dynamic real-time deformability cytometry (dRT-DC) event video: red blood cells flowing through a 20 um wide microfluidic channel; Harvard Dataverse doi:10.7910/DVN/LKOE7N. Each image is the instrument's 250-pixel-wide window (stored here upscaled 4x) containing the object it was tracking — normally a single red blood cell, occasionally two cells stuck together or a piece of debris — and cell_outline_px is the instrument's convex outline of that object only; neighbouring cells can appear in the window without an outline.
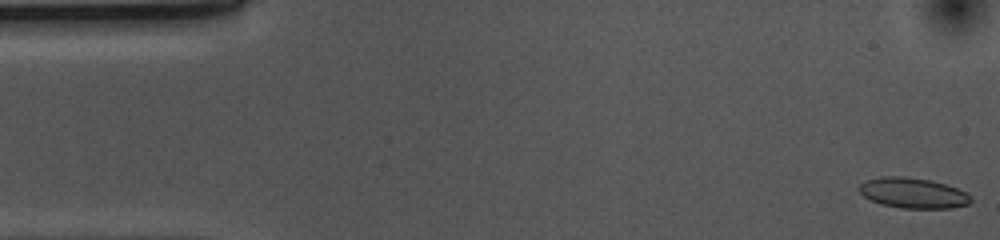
{"species": "common noctule bat (a hibernating species)", "species_latin": "Nyctalus noctula", "temperature_condition": "cold", "stored_images_in_passage": 53, "camera_frame_rate_fps": 3000, "um_per_image_px": 0.085, "animal": {"sex": "female", "body_mass_g": 10.0, "forearm_length_mm": 53.1}, "frame": {"image": 1, "passage_image": 1, "time_ms": 0.0, "image_size_px": [1000, 240], "cell_outline_px": [[972, 200], [968, 204], [952, 208], [900, 208], [880, 204], [864, 196], [860, 192], [860, 184], [868, 180], [880, 176], [904, 176], [932, 180], [968, 192], [972, 196]], "centroid_in_image_um": [77.64, 16.4], "position_along_channel_um": 7.4, "area_um2": 19.83}}
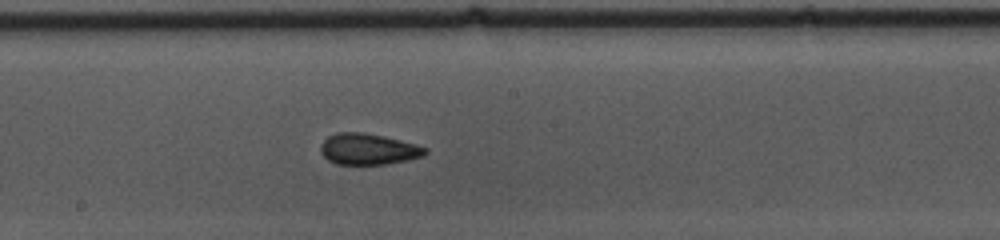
{"frame": {"image": 2, "passage_image": 27, "time_ms": 8.667, "image_size_px": [1000, 240], "cell_outline_px": [[428, 152], [424, 156], [408, 160], [384, 164], [336, 164], [328, 160], [320, 152], [320, 144], [328, 136], [336, 132], [364, 132], [384, 136], [416, 144], [428, 148]], "centroid_in_image_um": [31.3, 12.67], "position_along_channel_um": 216.9, "area_um2": 19.13}}
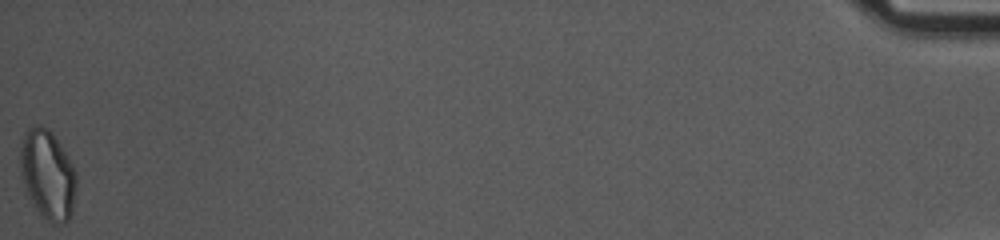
{"frame": {"image": 3, "passage_image": 53, "time_ms": 17.333, "image_size_px": [1000, 240], "cell_outline_px": [[76, 188], [72, 212], [68, 220], [64, 224], [52, 224], [36, 208], [28, 196], [20, 172], [20, 148], [24, 132], [28, 128], [36, 124], [40, 124], [48, 128], [52, 132], [68, 156], [76, 172]], "centroid_in_image_um": [4.05, 14.81], "position_along_channel_um": 431.2, "area_um2": 29.3}, "authors_computed_cell_mechanics": {"area_um2": 19.4786, "velocity_mm_per_s": 3.7003, "shape_relaxation_time_tau1_ms": 4.8593, "shape_relaxation_time_tau2_ms": 1.8645, "deformation_change_tau1": 0.1407, "deformation_change_tau2": 0.0718}}